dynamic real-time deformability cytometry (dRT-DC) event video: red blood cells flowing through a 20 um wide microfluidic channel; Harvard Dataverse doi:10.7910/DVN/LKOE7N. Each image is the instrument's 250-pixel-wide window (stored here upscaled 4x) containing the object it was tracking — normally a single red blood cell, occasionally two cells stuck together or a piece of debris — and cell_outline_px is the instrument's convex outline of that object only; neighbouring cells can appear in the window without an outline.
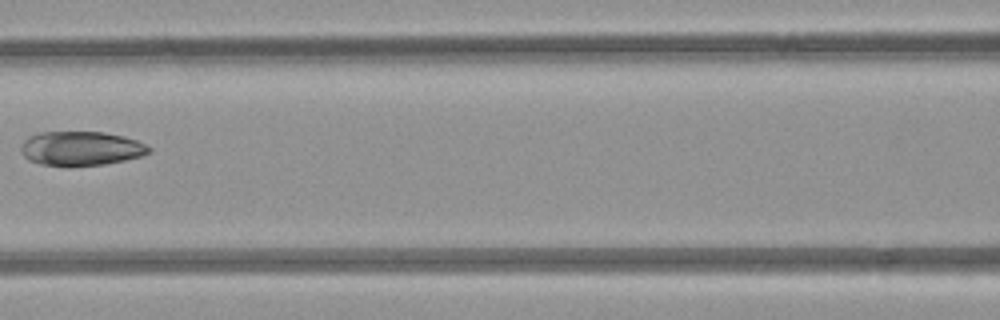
{"species": "common noctule bat (a hibernating species)", "species_latin": "Nyctalus noctula", "temperature_condition": "room temperature", "stored_images_in_passage": 7, "camera_frame_rate_fps": 3000, "um_per_image_px": 0.085, "animal": {"sex": "female", "body_mass_g": 21.9}, "frame": {"image": 1, "passage_image": 6, "time_ms": 6.667, "image_size_px": [1000, 320], "cell_outline_px": [[152, 152], [140, 156], [124, 160], [104, 164], [68, 168], [40, 164], [28, 160], [20, 152], [20, 144], [28, 136], [40, 132], [104, 132], [124, 136], [136, 140], [152, 148]], "centroid_in_image_um": [6.84, 12.64], "position_along_channel_um": 159.8, "area_um2": 26.13}}
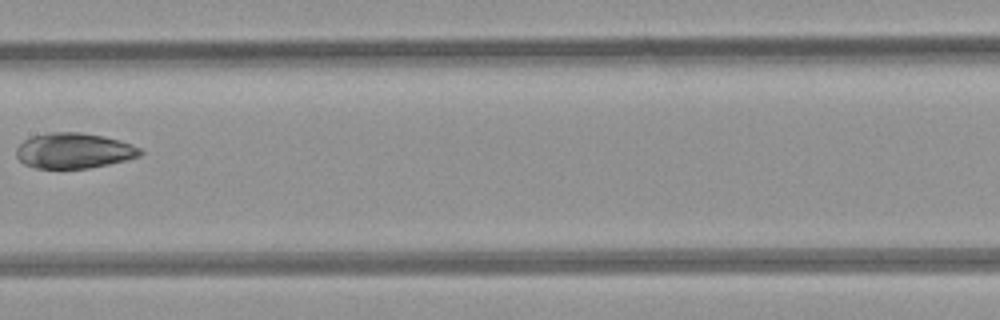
{"frame": {"image": 2, "passage_image": 7, "time_ms": 7.667, "image_size_px": [1000, 320], "cell_outline_px": [[144, 152], [140, 156], [128, 160], [88, 168], [36, 168], [24, 164], [16, 156], [16, 148], [24, 140], [32, 136], [48, 132], [80, 132], [104, 136], [120, 140], [140, 148]], "centroid_in_image_um": [6.29, 12.8], "position_along_channel_um": 201.1, "area_um2": 25.66}}